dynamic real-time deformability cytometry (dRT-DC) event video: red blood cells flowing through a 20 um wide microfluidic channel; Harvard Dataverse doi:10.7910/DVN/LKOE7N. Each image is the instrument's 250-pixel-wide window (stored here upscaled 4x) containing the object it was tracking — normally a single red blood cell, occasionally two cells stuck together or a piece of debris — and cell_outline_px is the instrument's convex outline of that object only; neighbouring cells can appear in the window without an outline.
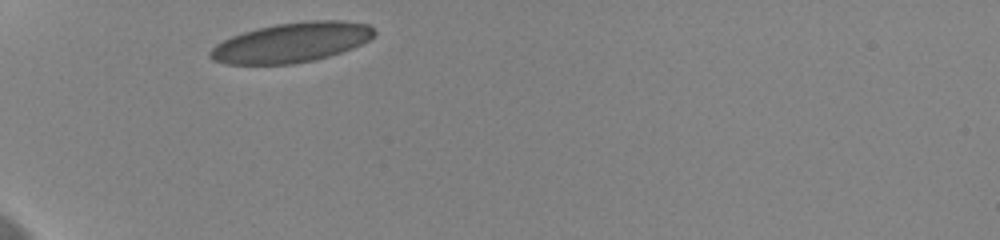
{"species": "human", "species_latin": "Homo sapiens", "temperature_condition": "cold", "stored_images_in_passage": 2, "camera_frame_rate_fps": 3000, "um_per_image_px": 0.085, "donor": {"sex": "female"}, "frame": {"image": 1, "passage_image": 1, "time_ms": 0.0, "image_size_px": [1000, 240], "cell_outline_px": [[376, 32], [368, 40], [352, 48], [328, 56], [312, 60], [292, 64], [228, 64], [212, 60], [208, 56], [208, 52], [216, 44], [232, 36], [256, 28], [276, 24], [308, 20], [344, 20], [368, 24]], "centroid_in_image_um": [24.76, 3.6], "position_along_channel_um": 60.2, "area_um2": 37.86}}